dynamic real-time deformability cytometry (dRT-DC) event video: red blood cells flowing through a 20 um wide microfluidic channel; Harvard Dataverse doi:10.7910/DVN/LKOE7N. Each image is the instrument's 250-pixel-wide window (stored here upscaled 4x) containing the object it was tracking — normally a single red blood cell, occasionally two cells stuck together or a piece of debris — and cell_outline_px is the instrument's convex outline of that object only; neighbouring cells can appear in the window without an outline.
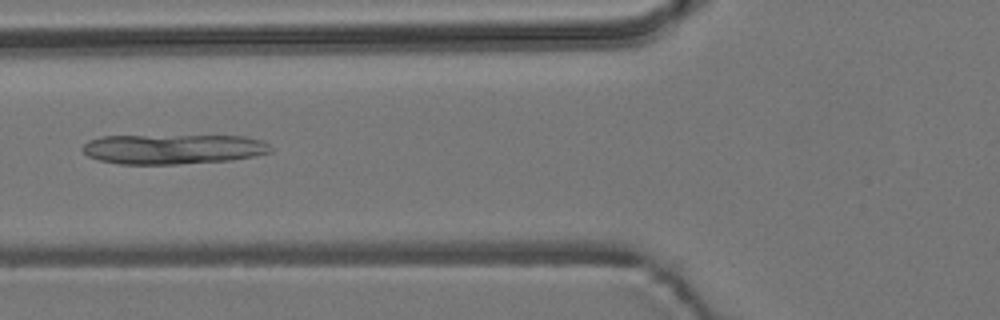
{"species": "common noctule bat (a hibernating species)", "species_latin": "Nyctalus noctula", "temperature_condition": "room temperature", "stored_images_in_passage": 5, "camera_frame_rate_fps": 3000, "um_per_image_px": 0.085, "animal": {"sex": "male", "body_mass_g": 19.2, "forearm_length_mm": 51.8}, "frame": {"image": 1, "passage_image": 5, "time_ms": 1.333, "image_size_px": [1000, 320], "cell_outline_px": [[272, 152], [256, 156], [232, 160], [176, 164], [120, 164], [100, 160], [88, 156], [80, 148], [88, 140], [100, 136], [244, 136], [264, 140], [272, 148]], "centroid_in_image_um": [14.74, 12.67], "position_along_channel_um": 111.1, "area_um2": 32.95}}